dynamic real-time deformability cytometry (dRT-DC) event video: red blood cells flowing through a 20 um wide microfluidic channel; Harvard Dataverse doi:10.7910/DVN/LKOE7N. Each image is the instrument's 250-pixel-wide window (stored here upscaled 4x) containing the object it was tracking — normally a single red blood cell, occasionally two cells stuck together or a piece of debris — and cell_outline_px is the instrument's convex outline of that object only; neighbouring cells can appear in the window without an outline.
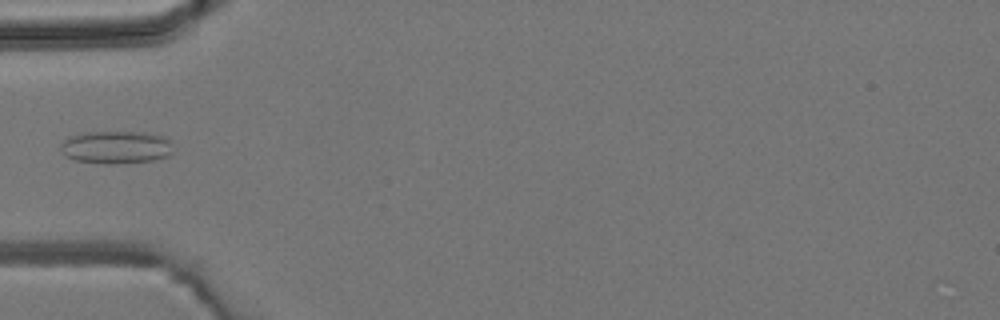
{"species": "common noctule bat (a hibernating species)", "species_latin": "Nyctalus noctula", "temperature_condition": "room temperature", "stored_images_in_passage": 5, "camera_frame_rate_fps": 3000, "um_per_image_px": 0.085, "animal": {"sex": "male", "body_mass_g": 19.2, "forearm_length_mm": 51.8}, "frame": {"image": 1, "passage_image": 5, "time_ms": 4.667, "image_size_px": [1000, 320], "cell_outline_px": [[172, 152], [168, 156], [152, 160], [112, 164], [104, 164], [76, 160], [64, 156], [60, 148], [60, 144], [68, 136], [84, 132], [144, 132], [168, 136]], "centroid_in_image_um": [9.84, 12.5], "position_along_channel_um": 75.2, "area_um2": 21.68}}